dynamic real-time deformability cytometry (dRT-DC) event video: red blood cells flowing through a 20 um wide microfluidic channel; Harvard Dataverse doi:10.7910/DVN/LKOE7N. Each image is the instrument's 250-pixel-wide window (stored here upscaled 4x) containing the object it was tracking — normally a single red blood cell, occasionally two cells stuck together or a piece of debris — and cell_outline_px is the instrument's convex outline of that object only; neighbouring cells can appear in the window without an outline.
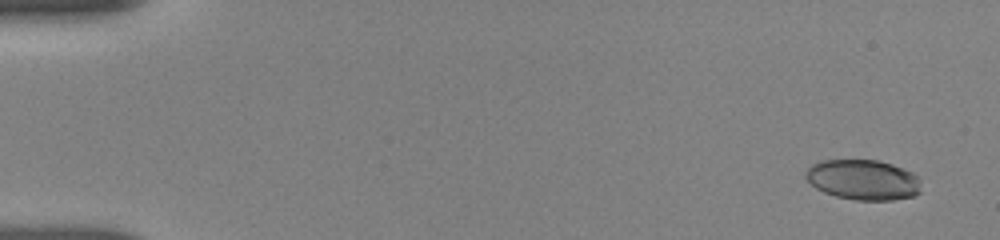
{"species": "human", "species_latin": "Homo sapiens", "temperature_condition": "room temperature", "stored_images_in_passage": 68, "camera_frame_rate_fps": 3000, "um_per_image_px": 0.085, "donor": {"sex": "female"}, "frame": {"image": 1, "passage_image": 3, "time_ms": 0.667, "image_size_px": [1000, 240], "cell_outline_px": [[920, 192], [912, 196], [892, 200], [856, 200], [836, 196], [824, 192], [816, 188], [804, 176], [804, 172], [812, 164], [820, 160], [880, 160], [892, 164], [912, 172], [920, 180]], "centroid_in_image_um": [73.35, 15.27], "position_along_channel_um": 11.6, "area_um2": 27.11}}
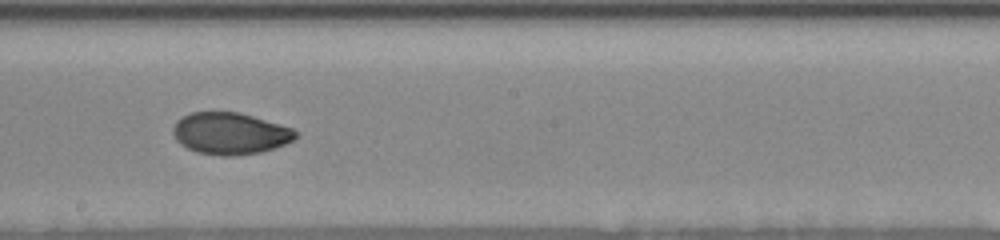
{"frame": {"image": 2, "passage_image": 31, "time_ms": 10.0, "image_size_px": [1000, 240], "cell_outline_px": [[296, 136], [292, 140], [284, 144], [260, 152], [232, 156], [220, 156], [196, 152], [180, 144], [176, 140], [172, 132], [172, 128], [176, 120], [192, 112], [240, 112], [292, 128], [296, 132]], "centroid_in_image_um": [19.51, 11.34], "position_along_channel_um": 228.7, "area_um2": 29.71}}
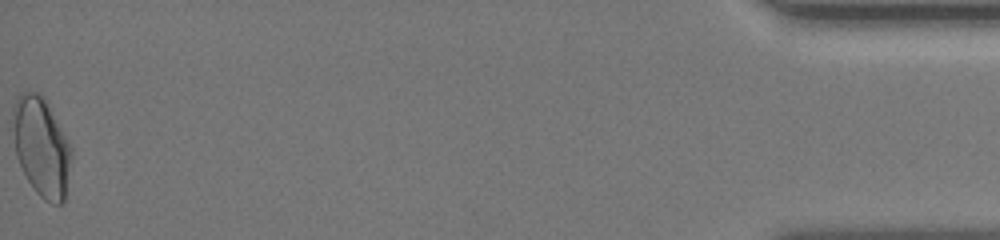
{"frame": {"image": 3, "passage_image": 67, "time_ms": 17.667, "image_size_px": [1000, 240], "cell_outline_px": [[72, 156], [64, 200], [60, 204], [52, 204], [44, 200], [36, 192], [28, 180], [16, 156], [12, 108], [20, 92], [36, 92], [44, 96], [72, 148]], "centroid_in_image_um": [3.53, 12.47], "position_along_channel_um": 431.7, "area_um2": 33.52}, "authors_computed_cell_mechanics": {"area_um2": 29.478, "velocity_mm_per_s": 3.8039, "shape_relaxation_time_tau1_ms": 7.8692, "shape_relaxation_time_tau2_ms": 0.9697, "deformation_change_tau1": 0.175, "deformation_change_tau2": 0.0423}}